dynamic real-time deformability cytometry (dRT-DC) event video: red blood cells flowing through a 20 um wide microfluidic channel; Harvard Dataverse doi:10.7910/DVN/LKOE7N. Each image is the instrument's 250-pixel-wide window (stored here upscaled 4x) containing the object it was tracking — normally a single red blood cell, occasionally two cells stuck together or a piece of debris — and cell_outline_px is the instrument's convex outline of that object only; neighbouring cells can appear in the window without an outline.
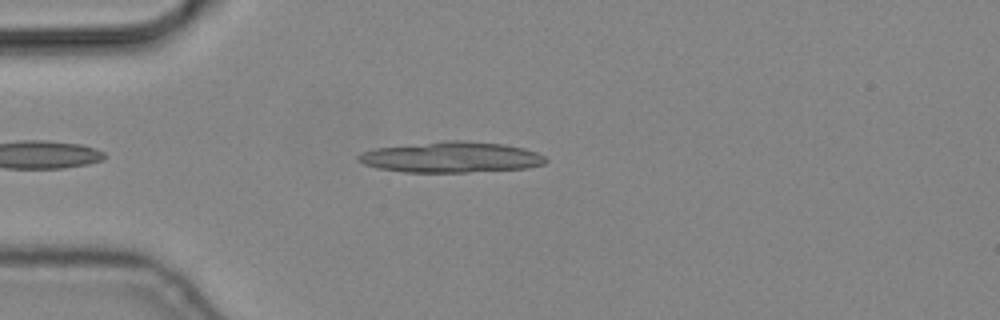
{"species": "common noctule bat (a hibernating species)", "species_latin": "Nyctalus noctula", "temperature_condition": "cold", "stored_images_in_passage": 1, "camera_frame_rate_fps": 3000, "um_per_image_px": 0.085, "animal": {"sex": "male", "body_mass_g": 19.2, "forearm_length_mm": 51.8}, "frame": {"image": 1, "passage_image": 1, "time_ms": 0.0, "image_size_px": [1000, 320], "cell_outline_px": [[548, 160], [544, 164], [528, 168], [468, 172], [404, 172], [376, 168], [364, 164], [356, 160], [356, 156], [360, 152], [376, 148], [444, 140], [460, 140], [504, 144], [524, 148], [536, 152], [544, 156]], "centroid_in_image_um": [38.33, 13.36], "position_along_channel_um": 46.7, "area_um2": 33.81}}